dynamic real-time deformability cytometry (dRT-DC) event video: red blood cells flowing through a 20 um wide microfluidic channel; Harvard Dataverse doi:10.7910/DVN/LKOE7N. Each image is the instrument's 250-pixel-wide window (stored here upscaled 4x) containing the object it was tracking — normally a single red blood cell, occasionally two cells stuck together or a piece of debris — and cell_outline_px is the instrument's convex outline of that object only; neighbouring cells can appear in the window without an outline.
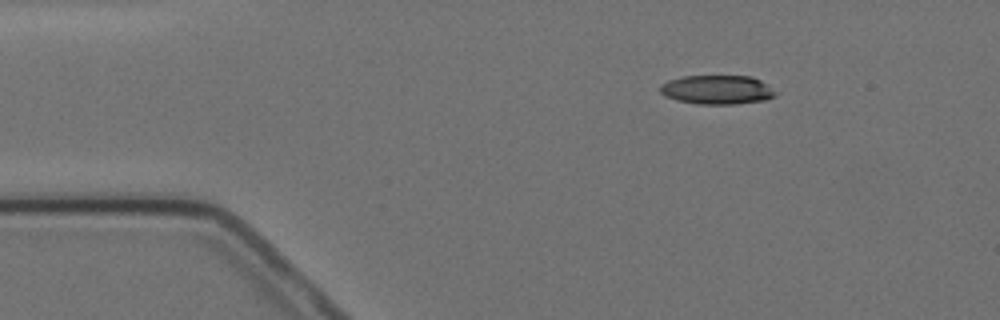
{"species": "Egyptian fruit bat (a non-hibernating species)", "species_latin": "Rousettus aegyptiacus", "temperature_condition": "cold", "stored_images_in_passage": 3, "camera_frame_rate_fps": 3000, "um_per_image_px": 0.085, "animal": {"sex": "female"}, "frame": {"image": 1, "passage_image": 1, "time_ms": 0.0, "image_size_px": [1000, 320], "cell_outline_px": [[780, 92], [776, 96], [764, 100], [736, 104], [696, 104], [676, 100], [664, 96], [660, 92], [660, 84], [668, 80], [684, 76], [752, 76], [768, 84]], "centroid_in_image_um": [60.99, 7.63], "position_along_channel_um": 24.0, "area_um2": 19.88}}